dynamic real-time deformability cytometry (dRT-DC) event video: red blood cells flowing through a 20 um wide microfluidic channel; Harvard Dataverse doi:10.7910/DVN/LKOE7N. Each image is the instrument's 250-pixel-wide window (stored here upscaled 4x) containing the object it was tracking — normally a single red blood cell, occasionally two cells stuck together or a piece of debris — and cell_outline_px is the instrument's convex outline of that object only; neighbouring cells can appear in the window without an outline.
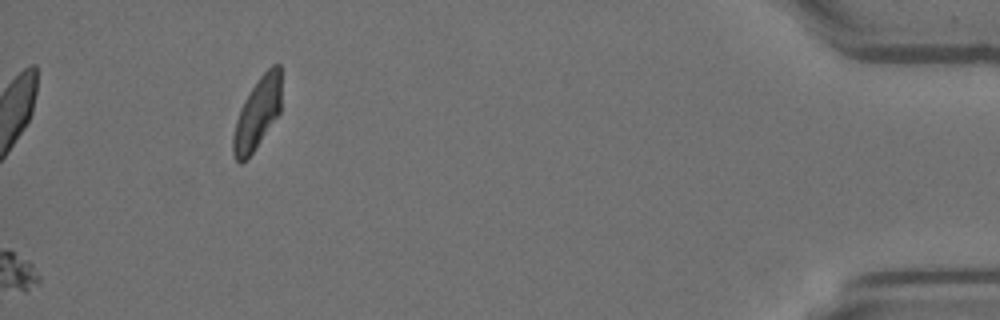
{"species": "Egyptian fruit bat (a non-hibernating species)", "species_latin": "Rousettus aegyptiacus", "temperature_condition": "room temperature", "stored_images_in_passage": 48, "camera_frame_rate_fps": 3000, "um_per_image_px": 0.085, "animal": {"sex": "female"}, "frame": {"image": 1, "passage_image": 48, "time_ms": 15.667, "image_size_px": [1000, 320], "cell_outline_px": [[280, 112], [252, 152], [240, 164], [236, 160], [232, 152], [232, 136], [236, 120], [240, 108], [244, 100], [256, 80], [272, 64], [280, 64]], "centroid_in_image_um": [21.85, 9.62], "position_along_channel_um": 413.4, "area_um2": 19.77}}